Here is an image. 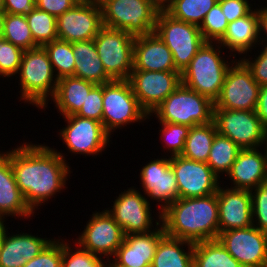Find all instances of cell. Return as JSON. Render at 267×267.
<instances>
[{"mask_svg":"<svg viewBox=\"0 0 267 267\" xmlns=\"http://www.w3.org/2000/svg\"><path fill=\"white\" fill-rule=\"evenodd\" d=\"M16 147L10 149L12 171L26 204L35 213L57 192L68 188L71 167L65 153L45 143L23 142Z\"/></svg>","mask_w":267,"mask_h":267,"instance_id":"6da1fadb","label":"cell"},{"mask_svg":"<svg viewBox=\"0 0 267 267\" xmlns=\"http://www.w3.org/2000/svg\"><path fill=\"white\" fill-rule=\"evenodd\" d=\"M165 234L192 243L219 236L217 193L196 198H178L161 213Z\"/></svg>","mask_w":267,"mask_h":267,"instance_id":"7a4b0ae2","label":"cell"},{"mask_svg":"<svg viewBox=\"0 0 267 267\" xmlns=\"http://www.w3.org/2000/svg\"><path fill=\"white\" fill-rule=\"evenodd\" d=\"M218 42H205L181 72V83L213 103L219 98L226 73L236 60H225Z\"/></svg>","mask_w":267,"mask_h":267,"instance_id":"3957f363","label":"cell"},{"mask_svg":"<svg viewBox=\"0 0 267 267\" xmlns=\"http://www.w3.org/2000/svg\"><path fill=\"white\" fill-rule=\"evenodd\" d=\"M16 80L21 88L20 101L38 109L47 108L48 101L54 97L59 79L44 47L39 46L23 52Z\"/></svg>","mask_w":267,"mask_h":267,"instance_id":"277c9868","label":"cell"},{"mask_svg":"<svg viewBox=\"0 0 267 267\" xmlns=\"http://www.w3.org/2000/svg\"><path fill=\"white\" fill-rule=\"evenodd\" d=\"M214 103L207 97L180 84L150 114L157 122L176 123L193 127L213 121Z\"/></svg>","mask_w":267,"mask_h":267,"instance_id":"5b68a950","label":"cell"},{"mask_svg":"<svg viewBox=\"0 0 267 267\" xmlns=\"http://www.w3.org/2000/svg\"><path fill=\"white\" fill-rule=\"evenodd\" d=\"M148 114L141 108L129 80H112L103 84L102 124L111 136L117 129L146 121Z\"/></svg>","mask_w":267,"mask_h":267,"instance_id":"8992f818","label":"cell"},{"mask_svg":"<svg viewBox=\"0 0 267 267\" xmlns=\"http://www.w3.org/2000/svg\"><path fill=\"white\" fill-rule=\"evenodd\" d=\"M102 24L133 35L154 32L159 11L148 0H105L101 4Z\"/></svg>","mask_w":267,"mask_h":267,"instance_id":"52a82bcc","label":"cell"},{"mask_svg":"<svg viewBox=\"0 0 267 267\" xmlns=\"http://www.w3.org/2000/svg\"><path fill=\"white\" fill-rule=\"evenodd\" d=\"M154 32L171 50L176 69L181 73L206 42L199 26L179 21L159 12Z\"/></svg>","mask_w":267,"mask_h":267,"instance_id":"ba28073f","label":"cell"},{"mask_svg":"<svg viewBox=\"0 0 267 267\" xmlns=\"http://www.w3.org/2000/svg\"><path fill=\"white\" fill-rule=\"evenodd\" d=\"M135 36L124 30L102 26L93 39L100 60L112 80H128L133 70Z\"/></svg>","mask_w":267,"mask_h":267,"instance_id":"9c48e42d","label":"cell"},{"mask_svg":"<svg viewBox=\"0 0 267 267\" xmlns=\"http://www.w3.org/2000/svg\"><path fill=\"white\" fill-rule=\"evenodd\" d=\"M217 133L228 137L241 149L267 146V129L254 111L214 109Z\"/></svg>","mask_w":267,"mask_h":267,"instance_id":"30bf717a","label":"cell"},{"mask_svg":"<svg viewBox=\"0 0 267 267\" xmlns=\"http://www.w3.org/2000/svg\"><path fill=\"white\" fill-rule=\"evenodd\" d=\"M137 189L132 186L123 192L121 191L116 199L112 201V208H106L122 227L125 235L148 233L161 224V213L157 212V220L154 216L152 217L150 206L152 202L147 200L146 195H142V192ZM153 219L156 226L153 225Z\"/></svg>","mask_w":267,"mask_h":267,"instance_id":"8fae6325","label":"cell"},{"mask_svg":"<svg viewBox=\"0 0 267 267\" xmlns=\"http://www.w3.org/2000/svg\"><path fill=\"white\" fill-rule=\"evenodd\" d=\"M67 123L59 131V137L67 146L69 153L89 156L102 155L110 146L111 136L106 132L101 122L82 118L78 115L64 116Z\"/></svg>","mask_w":267,"mask_h":267,"instance_id":"7c38bea8","label":"cell"},{"mask_svg":"<svg viewBox=\"0 0 267 267\" xmlns=\"http://www.w3.org/2000/svg\"><path fill=\"white\" fill-rule=\"evenodd\" d=\"M260 85L250 69L239 58L229 67L214 109L254 111L257 106Z\"/></svg>","mask_w":267,"mask_h":267,"instance_id":"4fadbf2b","label":"cell"},{"mask_svg":"<svg viewBox=\"0 0 267 267\" xmlns=\"http://www.w3.org/2000/svg\"><path fill=\"white\" fill-rule=\"evenodd\" d=\"M94 212L73 243L110 261L124 241L125 233L106 208Z\"/></svg>","mask_w":267,"mask_h":267,"instance_id":"5bb4252c","label":"cell"},{"mask_svg":"<svg viewBox=\"0 0 267 267\" xmlns=\"http://www.w3.org/2000/svg\"><path fill=\"white\" fill-rule=\"evenodd\" d=\"M128 80L139 105L150 115L181 84V73L132 70Z\"/></svg>","mask_w":267,"mask_h":267,"instance_id":"9a60e30c","label":"cell"},{"mask_svg":"<svg viewBox=\"0 0 267 267\" xmlns=\"http://www.w3.org/2000/svg\"><path fill=\"white\" fill-rule=\"evenodd\" d=\"M218 240L243 267H267V232L252 225L221 232Z\"/></svg>","mask_w":267,"mask_h":267,"instance_id":"2e32d148","label":"cell"},{"mask_svg":"<svg viewBox=\"0 0 267 267\" xmlns=\"http://www.w3.org/2000/svg\"><path fill=\"white\" fill-rule=\"evenodd\" d=\"M170 166L177 180L179 198L205 197L217 193L221 181L207 163L180 155L170 157Z\"/></svg>","mask_w":267,"mask_h":267,"instance_id":"e0dca14e","label":"cell"},{"mask_svg":"<svg viewBox=\"0 0 267 267\" xmlns=\"http://www.w3.org/2000/svg\"><path fill=\"white\" fill-rule=\"evenodd\" d=\"M138 178L141 181L142 194L147 195L148 200L161 203L158 206L160 213L179 198L177 180L170 166L169 156L163 155L160 159L154 158L146 163L142 166Z\"/></svg>","mask_w":267,"mask_h":267,"instance_id":"ac0fdd59","label":"cell"},{"mask_svg":"<svg viewBox=\"0 0 267 267\" xmlns=\"http://www.w3.org/2000/svg\"><path fill=\"white\" fill-rule=\"evenodd\" d=\"M102 24L100 4L80 1L56 18L58 39L74 43L96 37Z\"/></svg>","mask_w":267,"mask_h":267,"instance_id":"d6986e66","label":"cell"},{"mask_svg":"<svg viewBox=\"0 0 267 267\" xmlns=\"http://www.w3.org/2000/svg\"><path fill=\"white\" fill-rule=\"evenodd\" d=\"M164 235L162 223L148 233L125 235L108 267H151L156 247Z\"/></svg>","mask_w":267,"mask_h":267,"instance_id":"ffe728a7","label":"cell"},{"mask_svg":"<svg viewBox=\"0 0 267 267\" xmlns=\"http://www.w3.org/2000/svg\"><path fill=\"white\" fill-rule=\"evenodd\" d=\"M219 185L217 190L219 234L224 231L253 225L250 190Z\"/></svg>","mask_w":267,"mask_h":267,"instance_id":"44dd1931","label":"cell"},{"mask_svg":"<svg viewBox=\"0 0 267 267\" xmlns=\"http://www.w3.org/2000/svg\"><path fill=\"white\" fill-rule=\"evenodd\" d=\"M226 177L232 183L230 188L233 189L251 190L265 183L267 146L241 149Z\"/></svg>","mask_w":267,"mask_h":267,"instance_id":"7402d4cb","label":"cell"},{"mask_svg":"<svg viewBox=\"0 0 267 267\" xmlns=\"http://www.w3.org/2000/svg\"><path fill=\"white\" fill-rule=\"evenodd\" d=\"M133 70L178 71L171 50L155 32L135 36Z\"/></svg>","mask_w":267,"mask_h":267,"instance_id":"603a6c76","label":"cell"},{"mask_svg":"<svg viewBox=\"0 0 267 267\" xmlns=\"http://www.w3.org/2000/svg\"><path fill=\"white\" fill-rule=\"evenodd\" d=\"M20 217L26 220L34 213L26 204L16 183L10 162V150L0 151V220L7 217Z\"/></svg>","mask_w":267,"mask_h":267,"instance_id":"cb8c5ba5","label":"cell"},{"mask_svg":"<svg viewBox=\"0 0 267 267\" xmlns=\"http://www.w3.org/2000/svg\"><path fill=\"white\" fill-rule=\"evenodd\" d=\"M5 228L0 253V267H23L35 258L52 240L19 231L10 234ZM19 233V234H18Z\"/></svg>","mask_w":267,"mask_h":267,"instance_id":"d4e9b609","label":"cell"},{"mask_svg":"<svg viewBox=\"0 0 267 267\" xmlns=\"http://www.w3.org/2000/svg\"><path fill=\"white\" fill-rule=\"evenodd\" d=\"M218 43L230 51L232 58H237V54L238 58L243 54L247 56L253 48L259 47L257 7L248 15L228 23L226 33Z\"/></svg>","mask_w":267,"mask_h":267,"instance_id":"484cf974","label":"cell"},{"mask_svg":"<svg viewBox=\"0 0 267 267\" xmlns=\"http://www.w3.org/2000/svg\"><path fill=\"white\" fill-rule=\"evenodd\" d=\"M97 84L74 76L63 77L58 80L57 89L51 102L61 116L76 114L85 102L89 92Z\"/></svg>","mask_w":267,"mask_h":267,"instance_id":"4316f807","label":"cell"},{"mask_svg":"<svg viewBox=\"0 0 267 267\" xmlns=\"http://www.w3.org/2000/svg\"><path fill=\"white\" fill-rule=\"evenodd\" d=\"M72 51L75 57L74 77L95 84L112 81L103 68L93 39L72 43Z\"/></svg>","mask_w":267,"mask_h":267,"instance_id":"83f0119b","label":"cell"},{"mask_svg":"<svg viewBox=\"0 0 267 267\" xmlns=\"http://www.w3.org/2000/svg\"><path fill=\"white\" fill-rule=\"evenodd\" d=\"M193 249L194 243L165 234L156 247L151 267H193Z\"/></svg>","mask_w":267,"mask_h":267,"instance_id":"f1b7e54d","label":"cell"},{"mask_svg":"<svg viewBox=\"0 0 267 267\" xmlns=\"http://www.w3.org/2000/svg\"><path fill=\"white\" fill-rule=\"evenodd\" d=\"M216 134L217 130L213 121L190 127L181 156L189 160L207 163Z\"/></svg>","mask_w":267,"mask_h":267,"instance_id":"f546056e","label":"cell"},{"mask_svg":"<svg viewBox=\"0 0 267 267\" xmlns=\"http://www.w3.org/2000/svg\"><path fill=\"white\" fill-rule=\"evenodd\" d=\"M193 266L243 267L218 239L194 243Z\"/></svg>","mask_w":267,"mask_h":267,"instance_id":"4dcf8cb0","label":"cell"},{"mask_svg":"<svg viewBox=\"0 0 267 267\" xmlns=\"http://www.w3.org/2000/svg\"><path fill=\"white\" fill-rule=\"evenodd\" d=\"M240 150L241 148L231 139L217 133L211 146L207 164L219 179L224 173L226 177Z\"/></svg>","mask_w":267,"mask_h":267,"instance_id":"1f68e13d","label":"cell"},{"mask_svg":"<svg viewBox=\"0 0 267 267\" xmlns=\"http://www.w3.org/2000/svg\"><path fill=\"white\" fill-rule=\"evenodd\" d=\"M218 0H173L165 11L171 17L200 26Z\"/></svg>","mask_w":267,"mask_h":267,"instance_id":"d6a6232c","label":"cell"},{"mask_svg":"<svg viewBox=\"0 0 267 267\" xmlns=\"http://www.w3.org/2000/svg\"><path fill=\"white\" fill-rule=\"evenodd\" d=\"M3 38L23 51L39 47L33 39L25 15L6 13L3 22Z\"/></svg>","mask_w":267,"mask_h":267,"instance_id":"836d02e7","label":"cell"},{"mask_svg":"<svg viewBox=\"0 0 267 267\" xmlns=\"http://www.w3.org/2000/svg\"><path fill=\"white\" fill-rule=\"evenodd\" d=\"M48 53L52 68L58 79L74 76L75 57L72 43L56 39L43 46Z\"/></svg>","mask_w":267,"mask_h":267,"instance_id":"e575fe53","label":"cell"},{"mask_svg":"<svg viewBox=\"0 0 267 267\" xmlns=\"http://www.w3.org/2000/svg\"><path fill=\"white\" fill-rule=\"evenodd\" d=\"M25 17L34 42L38 46L43 47L45 44L58 39L55 16L36 7Z\"/></svg>","mask_w":267,"mask_h":267,"instance_id":"d590c367","label":"cell"},{"mask_svg":"<svg viewBox=\"0 0 267 267\" xmlns=\"http://www.w3.org/2000/svg\"><path fill=\"white\" fill-rule=\"evenodd\" d=\"M64 239L62 267H108V261L103 257L81 248L78 244L73 246Z\"/></svg>","mask_w":267,"mask_h":267,"instance_id":"8d00e7d4","label":"cell"},{"mask_svg":"<svg viewBox=\"0 0 267 267\" xmlns=\"http://www.w3.org/2000/svg\"><path fill=\"white\" fill-rule=\"evenodd\" d=\"M162 129L159 130L161 141H164L163 151L170 153L166 154L169 157L180 156L185 147V140L188 136L190 127L176 123L160 122ZM161 133V134H160ZM165 148V149H164Z\"/></svg>","mask_w":267,"mask_h":267,"instance_id":"74e56055","label":"cell"},{"mask_svg":"<svg viewBox=\"0 0 267 267\" xmlns=\"http://www.w3.org/2000/svg\"><path fill=\"white\" fill-rule=\"evenodd\" d=\"M227 27V18L217 2L206 14L199 29L206 42H219L226 33Z\"/></svg>","mask_w":267,"mask_h":267,"instance_id":"f35d334b","label":"cell"},{"mask_svg":"<svg viewBox=\"0 0 267 267\" xmlns=\"http://www.w3.org/2000/svg\"><path fill=\"white\" fill-rule=\"evenodd\" d=\"M23 50L5 38H0V77L11 78L18 74Z\"/></svg>","mask_w":267,"mask_h":267,"instance_id":"ab89813d","label":"cell"},{"mask_svg":"<svg viewBox=\"0 0 267 267\" xmlns=\"http://www.w3.org/2000/svg\"><path fill=\"white\" fill-rule=\"evenodd\" d=\"M63 239H53L35 258L23 267H62Z\"/></svg>","mask_w":267,"mask_h":267,"instance_id":"60d3db41","label":"cell"},{"mask_svg":"<svg viewBox=\"0 0 267 267\" xmlns=\"http://www.w3.org/2000/svg\"><path fill=\"white\" fill-rule=\"evenodd\" d=\"M252 197L253 226L267 232V181L250 190Z\"/></svg>","mask_w":267,"mask_h":267,"instance_id":"b9f144b4","label":"cell"},{"mask_svg":"<svg viewBox=\"0 0 267 267\" xmlns=\"http://www.w3.org/2000/svg\"><path fill=\"white\" fill-rule=\"evenodd\" d=\"M82 118L94 119L102 123L103 84H97L87 95L80 110L75 114Z\"/></svg>","mask_w":267,"mask_h":267,"instance_id":"7bdbcfd3","label":"cell"},{"mask_svg":"<svg viewBox=\"0 0 267 267\" xmlns=\"http://www.w3.org/2000/svg\"><path fill=\"white\" fill-rule=\"evenodd\" d=\"M262 50H257L259 55H254V58H251L248 55H243V58L240 59L245 63V65L250 69L253 78L257 81L260 86L267 85V45H262ZM264 47V48H263ZM251 59V60H250ZM254 59V60H253Z\"/></svg>","mask_w":267,"mask_h":267,"instance_id":"ee69618b","label":"cell"},{"mask_svg":"<svg viewBox=\"0 0 267 267\" xmlns=\"http://www.w3.org/2000/svg\"><path fill=\"white\" fill-rule=\"evenodd\" d=\"M228 23L248 15L253 9L249 0H218Z\"/></svg>","mask_w":267,"mask_h":267,"instance_id":"f6af8a7d","label":"cell"},{"mask_svg":"<svg viewBox=\"0 0 267 267\" xmlns=\"http://www.w3.org/2000/svg\"><path fill=\"white\" fill-rule=\"evenodd\" d=\"M36 7L55 16L56 18L64 12L73 8L80 0H35Z\"/></svg>","mask_w":267,"mask_h":267,"instance_id":"bcb514c9","label":"cell"},{"mask_svg":"<svg viewBox=\"0 0 267 267\" xmlns=\"http://www.w3.org/2000/svg\"><path fill=\"white\" fill-rule=\"evenodd\" d=\"M5 13L28 15L36 8L35 0H3Z\"/></svg>","mask_w":267,"mask_h":267,"instance_id":"7dc6e473","label":"cell"},{"mask_svg":"<svg viewBox=\"0 0 267 267\" xmlns=\"http://www.w3.org/2000/svg\"><path fill=\"white\" fill-rule=\"evenodd\" d=\"M255 112L262 125L267 129V85L260 86Z\"/></svg>","mask_w":267,"mask_h":267,"instance_id":"c3c4849f","label":"cell"},{"mask_svg":"<svg viewBox=\"0 0 267 267\" xmlns=\"http://www.w3.org/2000/svg\"><path fill=\"white\" fill-rule=\"evenodd\" d=\"M257 13H258V39H259V45L260 46H261V44L262 45H267V4H266V6L264 5L263 7L258 5ZM262 33L266 37H264L262 35Z\"/></svg>","mask_w":267,"mask_h":267,"instance_id":"681fc988","label":"cell"},{"mask_svg":"<svg viewBox=\"0 0 267 267\" xmlns=\"http://www.w3.org/2000/svg\"><path fill=\"white\" fill-rule=\"evenodd\" d=\"M159 12H165L173 0H148Z\"/></svg>","mask_w":267,"mask_h":267,"instance_id":"f907efd6","label":"cell"},{"mask_svg":"<svg viewBox=\"0 0 267 267\" xmlns=\"http://www.w3.org/2000/svg\"><path fill=\"white\" fill-rule=\"evenodd\" d=\"M5 221L0 220V253H1V248H2V242H3V237H4V231L6 228V223Z\"/></svg>","mask_w":267,"mask_h":267,"instance_id":"816d5d0a","label":"cell"},{"mask_svg":"<svg viewBox=\"0 0 267 267\" xmlns=\"http://www.w3.org/2000/svg\"><path fill=\"white\" fill-rule=\"evenodd\" d=\"M5 12H0V38L3 37V22L5 17Z\"/></svg>","mask_w":267,"mask_h":267,"instance_id":"f5cc1de1","label":"cell"},{"mask_svg":"<svg viewBox=\"0 0 267 267\" xmlns=\"http://www.w3.org/2000/svg\"><path fill=\"white\" fill-rule=\"evenodd\" d=\"M87 3H95V4H102L105 0H80Z\"/></svg>","mask_w":267,"mask_h":267,"instance_id":"db71d44e","label":"cell"},{"mask_svg":"<svg viewBox=\"0 0 267 267\" xmlns=\"http://www.w3.org/2000/svg\"><path fill=\"white\" fill-rule=\"evenodd\" d=\"M0 12H5L3 0H0Z\"/></svg>","mask_w":267,"mask_h":267,"instance_id":"11a10c76","label":"cell"}]
</instances>
